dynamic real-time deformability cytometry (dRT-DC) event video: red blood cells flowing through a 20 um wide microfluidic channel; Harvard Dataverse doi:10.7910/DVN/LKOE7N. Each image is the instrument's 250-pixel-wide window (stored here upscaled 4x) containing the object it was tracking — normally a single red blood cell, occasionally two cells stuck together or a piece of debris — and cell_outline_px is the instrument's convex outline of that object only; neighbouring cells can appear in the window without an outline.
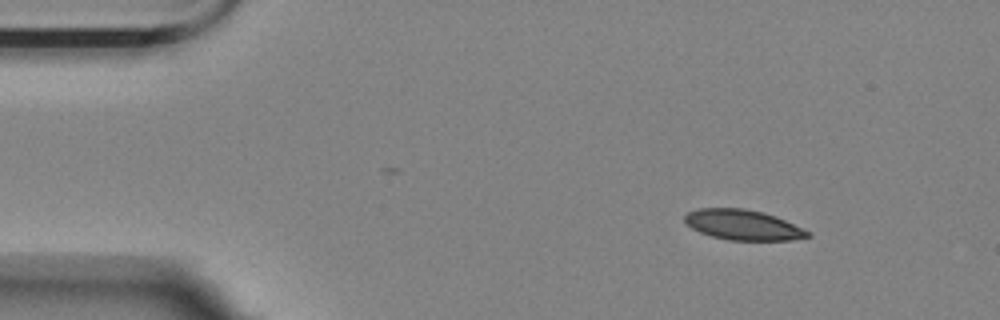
{"species": "Egyptian fruit bat (a non-hibernating species)", "species_latin": "Rousettus aegyptiacus", "temperature_condition": "room temperature", "stored_images_in_passage": 42, "camera_frame_rate_fps": 3000, "um_per_image_px": 0.085, "animal": {"sex": "female"}, "frame": {"image": 1, "passage_image": 1, "time_ms": 0.0, "image_size_px": [1000, 320], "cell_outline_px": [[812, 236], [792, 240], [728, 240], [712, 236], [700, 232], [692, 228], [684, 220], [684, 216], [688, 212], [696, 208], [744, 208], [764, 212], [776, 216], [812, 232]], "centroid_in_image_um": [63.18, 19.11], "position_along_channel_um": 21.8, "area_um2": 21.79}}
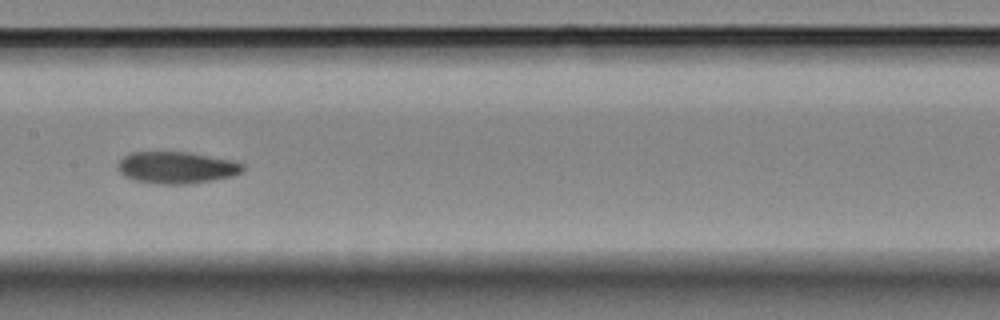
{"frame": {"image": 2, "passage_image": 22, "time_ms": 7.0, "image_size_px": [1000, 320], "cell_outline_px": [[244, 168], [240, 172], [232, 176], [212, 180], [188, 184], [160, 184], [136, 180], [124, 176], [116, 168], [120, 160], [124, 156], [132, 152], [188, 152], [228, 160], [244, 164]], "centroid_in_image_um": [14.97, 14.25], "position_along_channel_um": 192.4, "area_um2": 22.89}}
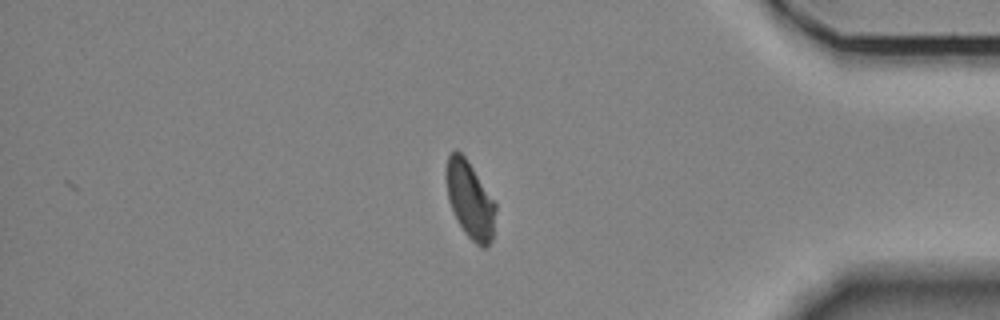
{"frame": {"image": 3, "passage_image": 42, "time_ms": 13.667, "image_size_px": [1000, 320], "cell_outline_px": [[496, 208], [492, 240], [484, 248], [480, 248], [464, 232], [448, 200], [448, 156], [456, 148], [464, 156], [496, 204]], "centroid_in_image_um": [39.98, 17.04], "position_along_channel_um": 395.2, "area_um2": 21.27}, "authors_computed_cell_mechanics": {"area_um2": 22.8888, "velocity_mm_per_s": 3.4861, "shape_relaxation_time_tau1_ms": null, "shape_relaxation_time_tau2_ms": 7.8338, "deformation_change_tau1": null, "deformation_change_tau2": 0.1212}}